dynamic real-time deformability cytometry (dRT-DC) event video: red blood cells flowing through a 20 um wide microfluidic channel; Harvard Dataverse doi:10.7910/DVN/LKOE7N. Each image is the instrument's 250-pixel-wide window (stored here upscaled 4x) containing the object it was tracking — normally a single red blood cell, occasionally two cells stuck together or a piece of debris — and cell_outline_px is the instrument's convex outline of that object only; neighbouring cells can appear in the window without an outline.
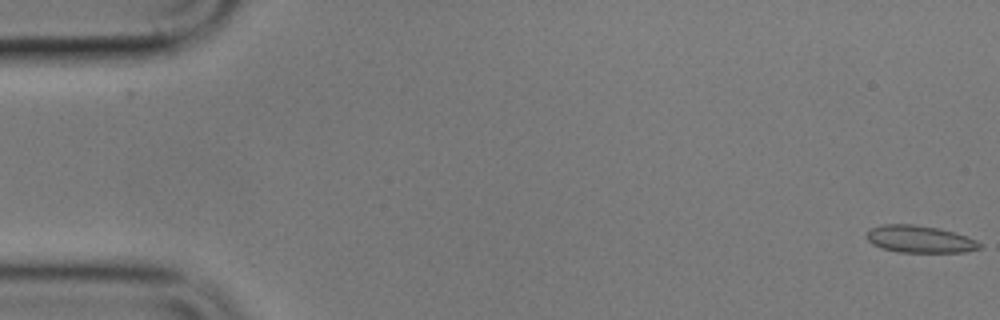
{"species": "common noctule bat (a hibernating species)", "species_latin": "Nyctalus noctula", "temperature_condition": "cold", "stored_images_in_passage": 7, "camera_frame_rate_fps": 3000, "um_per_image_px": 0.085, "animal": {"sex": "male", "body_mass_g": 17.9}, "frame": {"image": 1, "passage_image": 1, "time_ms": 0.0, "image_size_px": [1000, 320], "cell_outline_px": [[980, 248], [964, 252], [896, 252], [880, 248], [872, 244], [868, 240], [868, 232], [872, 228], [884, 224], [912, 224], [940, 228], [956, 232], [976, 240], [980, 244]], "centroid_in_image_um": [78.18, 20.33], "position_along_channel_um": 6.8, "area_um2": 17.86}}
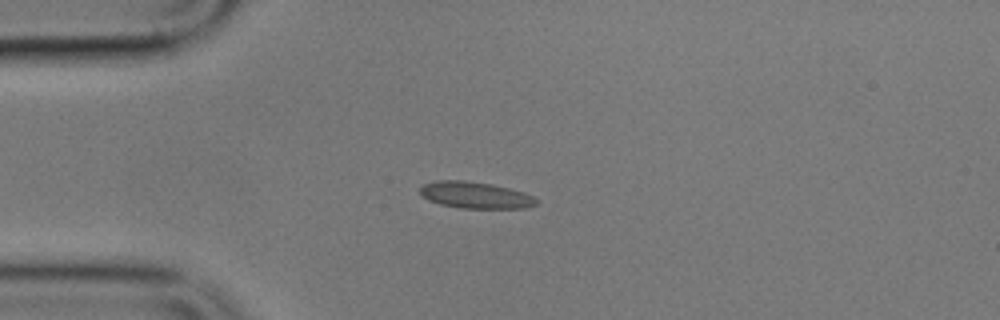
{"frame": {"image": 2, "passage_image": 5, "time_ms": 4.667, "image_size_px": [1000, 320], "cell_outline_px": [[536, 204], [528, 208], [460, 208], [440, 204], [428, 200], [420, 196], [420, 188], [424, 184], [436, 180], [464, 180], [492, 184], [524, 192], [532, 196], [536, 200]], "centroid_in_image_um": [40.36, 16.58], "position_along_channel_um": 44.6, "area_um2": 18.03}}
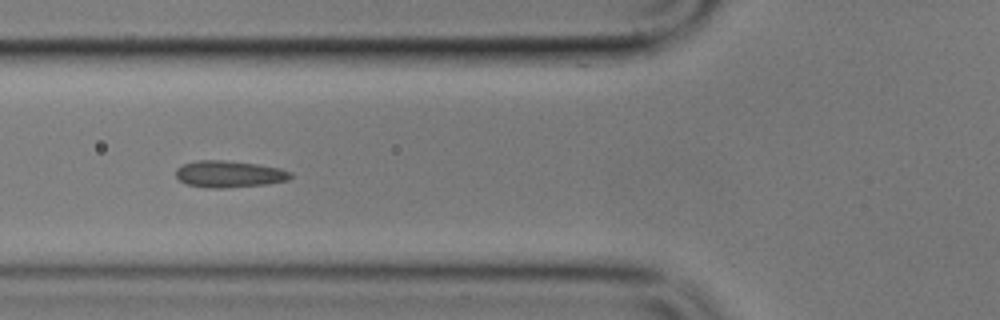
{"frame": {"image": 3, "passage_image": 7, "time_ms": 7.0, "image_size_px": [1000, 320], "cell_outline_px": [[292, 176], [288, 180], [268, 184], [224, 188], [208, 188], [188, 184], [180, 180], [176, 176], [176, 168], [184, 164], [196, 160], [224, 160], [256, 164], [280, 168], [292, 172]], "centroid_in_image_um": [19.49, 14.79], "position_along_channel_um": 106.3, "area_um2": 17.86}}